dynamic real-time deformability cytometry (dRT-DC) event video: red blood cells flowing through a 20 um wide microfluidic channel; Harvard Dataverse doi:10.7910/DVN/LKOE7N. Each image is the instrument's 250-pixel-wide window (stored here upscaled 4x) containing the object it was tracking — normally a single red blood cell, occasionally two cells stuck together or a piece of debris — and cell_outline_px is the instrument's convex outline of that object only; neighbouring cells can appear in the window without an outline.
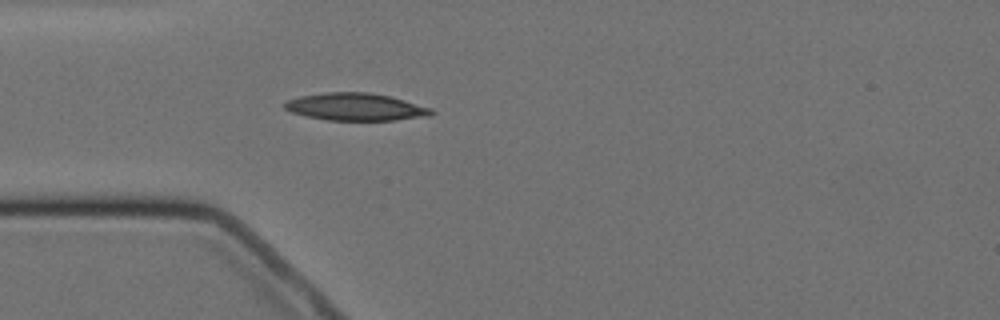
{"species": "Egyptian fruit bat (a non-hibernating species)", "species_latin": "Rousettus aegyptiacus", "temperature_condition": "cold", "stored_images_in_passage": 4, "camera_frame_rate_fps": 3000, "um_per_image_px": 0.085, "animal": {"sex": "female"}, "frame": {"image": 1, "passage_image": 4, "time_ms": 4.667, "image_size_px": [1000, 320], "cell_outline_px": [[436, 112], [432, 116], [392, 120], [328, 120], [304, 116], [292, 112], [284, 108], [284, 104], [288, 100], [300, 96], [324, 92], [368, 92], [388, 96], [404, 100], [432, 108]], "centroid_in_image_um": [30.25, 9.09], "position_along_channel_um": 54.7, "area_um2": 23.47}}